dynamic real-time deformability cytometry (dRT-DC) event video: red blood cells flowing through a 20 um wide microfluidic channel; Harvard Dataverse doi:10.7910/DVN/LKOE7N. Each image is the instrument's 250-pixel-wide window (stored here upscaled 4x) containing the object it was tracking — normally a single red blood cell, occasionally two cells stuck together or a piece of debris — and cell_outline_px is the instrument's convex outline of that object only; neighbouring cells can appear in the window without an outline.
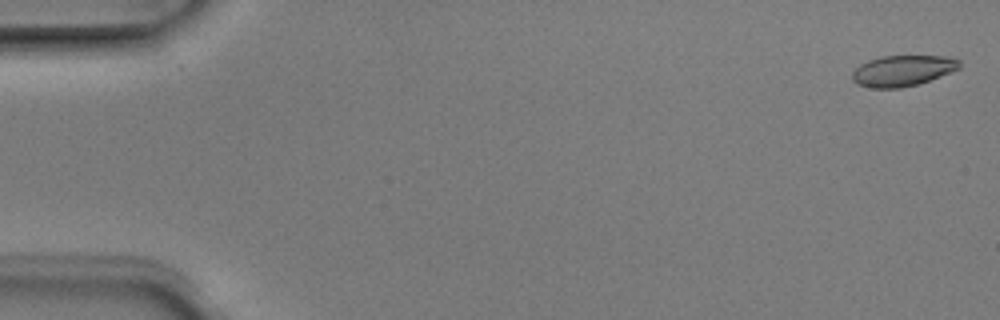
{"species": "Egyptian fruit bat (a non-hibernating species)", "species_latin": "Rousettus aegyptiacus", "temperature_condition": "room temperature", "stored_images_in_passage": 4, "camera_frame_rate_fps": 3000, "um_per_image_px": 0.085, "animal": {"sex": "male"}, "frame": {"image": 1, "passage_image": 1, "time_ms": 0.0, "image_size_px": [1000, 320], "cell_outline_px": [[960, 68], [940, 76], [916, 84], [900, 88], [872, 88], [856, 84], [852, 80], [852, 72], [860, 64], [868, 60], [880, 56], [948, 56], [960, 60]], "centroid_in_image_um": [76.69, 6.0], "position_along_channel_um": 8.3, "area_um2": 19.25}}
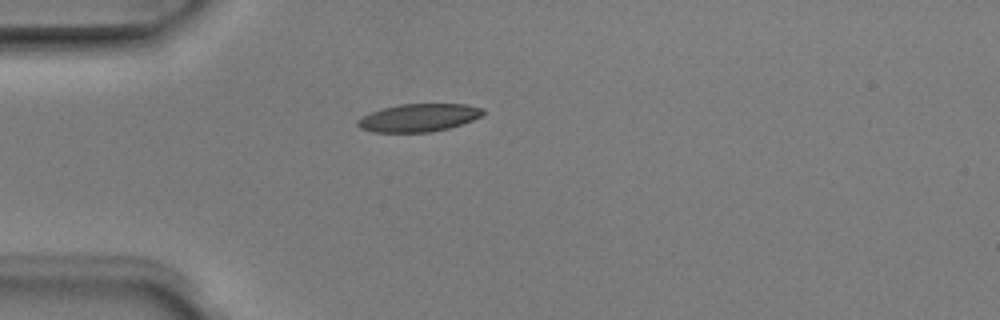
{"frame": {"image": 2, "passage_image": 4, "time_ms": 1.0, "image_size_px": [1000, 320], "cell_outline_px": [[484, 112], [480, 116], [472, 120], [448, 128], [432, 132], [372, 132], [360, 128], [356, 124], [356, 120], [372, 112], [384, 108], [400, 104], [464, 104], [484, 108]], "centroid_in_image_um": [35.58, 10.01], "position_along_channel_um": 49.4, "area_um2": 20.17}}